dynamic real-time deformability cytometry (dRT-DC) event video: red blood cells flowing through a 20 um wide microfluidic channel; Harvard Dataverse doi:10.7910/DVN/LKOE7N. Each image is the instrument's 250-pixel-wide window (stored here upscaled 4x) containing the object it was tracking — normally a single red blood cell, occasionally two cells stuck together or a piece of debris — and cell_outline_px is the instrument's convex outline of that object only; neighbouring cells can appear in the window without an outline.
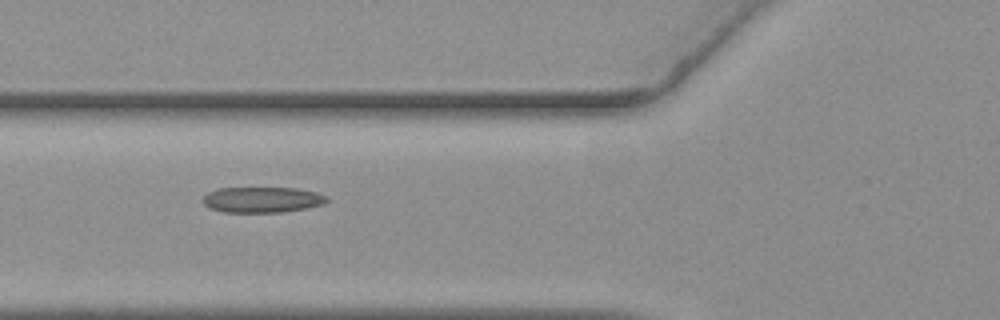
{"species": "common noctule bat (a hibernating species)", "species_latin": "Nyctalus noctula", "temperature_condition": "warm", "stored_images_in_passage": 40, "camera_frame_rate_fps": 3000, "um_per_image_px": 0.085, "animal": {"sex": "female", "body_mass_g": 19.3, "forearm_length_mm": 54.1}, "frame": {"image": 1, "passage_image": 5, "time_ms": 1.333, "image_size_px": [1000, 320], "cell_outline_px": [[328, 200], [324, 204], [284, 212], [224, 212], [208, 208], [204, 204], [204, 196], [208, 192], [216, 188], [296, 188], [316, 192], [328, 196]], "centroid_in_image_um": [22.28, 16.97], "position_along_channel_um": 103.5, "area_um2": 18.55}}
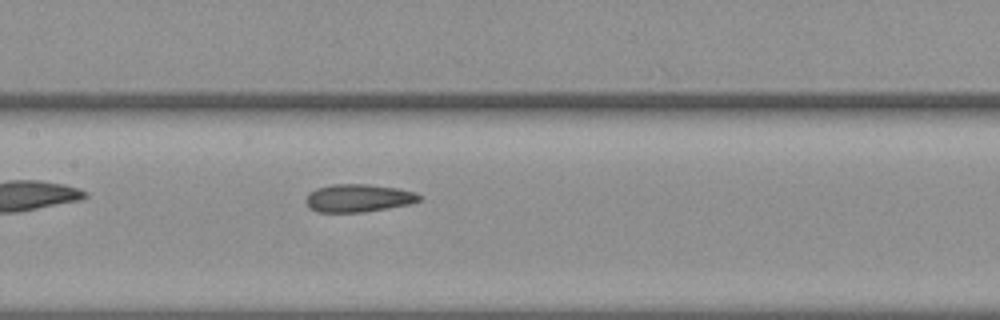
{"frame": {"image": 2, "passage_image": 11, "time_ms": 3.333, "image_size_px": [1000, 320], "cell_outline_px": [[424, 196], [420, 200], [412, 204], [364, 212], [316, 212], [304, 200], [308, 192], [316, 188], [332, 184], [368, 184], [396, 188], [416, 192]], "centroid_in_image_um": [30.48, 16.83], "position_along_channel_um": 176.9, "area_um2": 18.61}}
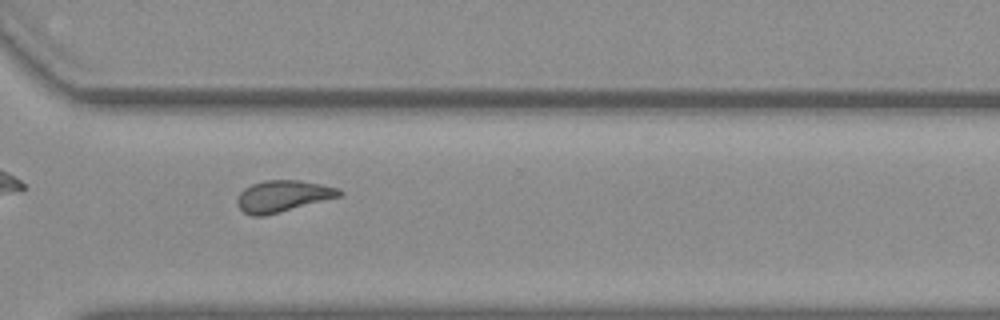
{"frame": {"image": 3, "passage_image": 25, "time_ms": 8.0, "image_size_px": [1000, 320], "cell_outline_px": [[344, 196], [264, 216], [252, 216], [244, 212], [236, 204], [236, 200], [240, 192], [244, 188], [252, 184], [264, 180], [300, 180], [340, 188], [344, 192]], "centroid_in_image_um": [24.08, 16.67], "position_along_channel_um": 346.5, "area_um2": 19.02}, "authors_computed_cell_mechanics": {"area_um2": 18.6116, "velocity_mm_per_s": 3.6436, "shape_relaxation_time_tau1_ms": null, "shape_relaxation_time_tau2_ms": 2.3803, "deformation_change_tau1": null, "deformation_change_tau2": 0.1081}}